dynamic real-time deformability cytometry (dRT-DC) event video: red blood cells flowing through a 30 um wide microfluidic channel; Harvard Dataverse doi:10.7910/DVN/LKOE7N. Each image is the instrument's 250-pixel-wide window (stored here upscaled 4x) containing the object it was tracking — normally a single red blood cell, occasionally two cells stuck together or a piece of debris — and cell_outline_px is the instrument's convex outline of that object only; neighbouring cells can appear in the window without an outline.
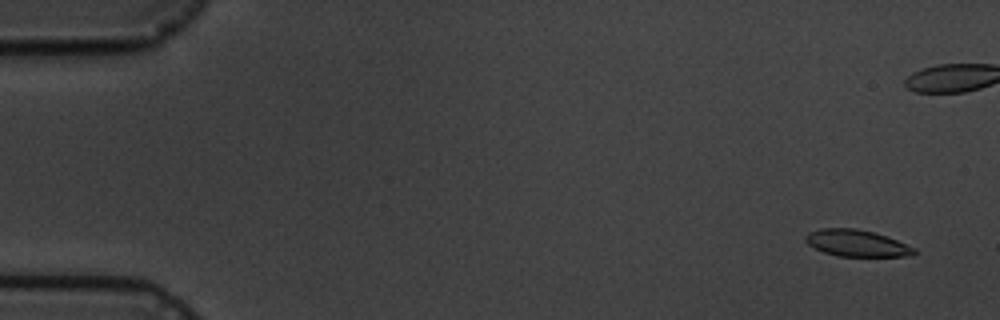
{"species": "common noctule bat (a hibernating species)", "species_latin": "Nyctalus noctula", "temperature_condition": "cold", "stored_images_in_passage": 6, "camera_frame_rate_fps": 3000, "um_per_image_px": 0.085, "animal": {"sex": "male", "body_mass_g": 19.5, "forearm_length_mm": 54.6}, "frame": {"image": 1, "passage_image": 1, "time_ms": 0.0, "image_size_px": [1000, 320], "cell_outline_px": [[916, 252], [912, 256], [836, 256], [824, 252], [808, 244], [804, 240], [804, 236], [808, 232], [820, 228], [856, 228], [872, 232], [896, 240], [916, 248]], "centroid_in_image_um": [72.79, 20.67], "position_along_channel_um": 12.2, "area_um2": 16.82}}
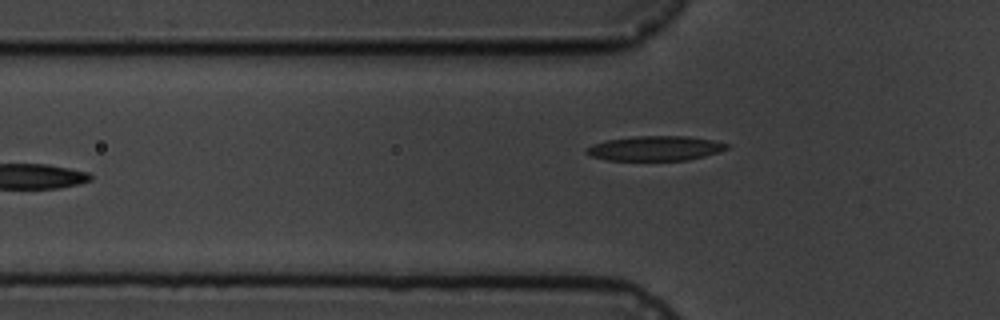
{"frame": {"image": 2, "passage_image": 6, "time_ms": 6.667, "image_size_px": [1000, 320], "cell_outline_px": [[728, 148], [720, 152], [688, 160], [608, 160], [592, 156], [584, 152], [592, 144], [608, 140], [636, 136], [688, 136], [712, 140], [728, 144]], "centroid_in_image_um": [55.72, 12.61], "position_along_channel_um": 70.1, "area_um2": 20.06}}